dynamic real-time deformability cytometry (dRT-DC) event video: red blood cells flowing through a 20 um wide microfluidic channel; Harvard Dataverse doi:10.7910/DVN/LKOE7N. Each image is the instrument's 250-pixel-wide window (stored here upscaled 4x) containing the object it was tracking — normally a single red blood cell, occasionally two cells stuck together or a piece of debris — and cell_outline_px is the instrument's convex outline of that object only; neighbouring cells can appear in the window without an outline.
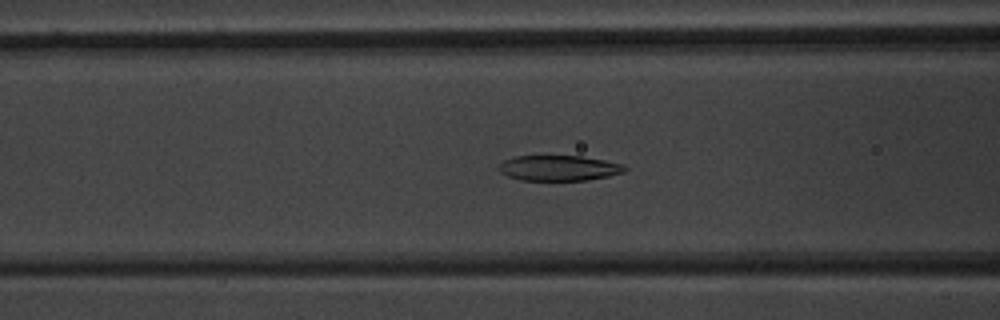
{"species": "common noctule bat (a hibernating species)", "species_latin": "Nyctalus noctula", "temperature_condition": "warm", "stored_images_in_passage": 51, "camera_frame_rate_fps": 3000, "um_per_image_px": 0.085, "animal": {"sex": "male", "body_mass_g": 20.1, "forearm_length_mm": 53.5}, "frame": {"image": 1, "passage_image": 21, "time_ms": 6.667, "image_size_px": [1000, 320], "cell_outline_px": [[628, 168], [624, 172], [608, 176], [588, 180], [520, 180], [508, 176], [500, 172], [496, 168], [504, 160], [516, 156], [580, 156], [604, 160], [624, 164]], "centroid_in_image_um": [47.5, 14.28], "position_along_channel_um": 119.1, "area_um2": 18.67}}
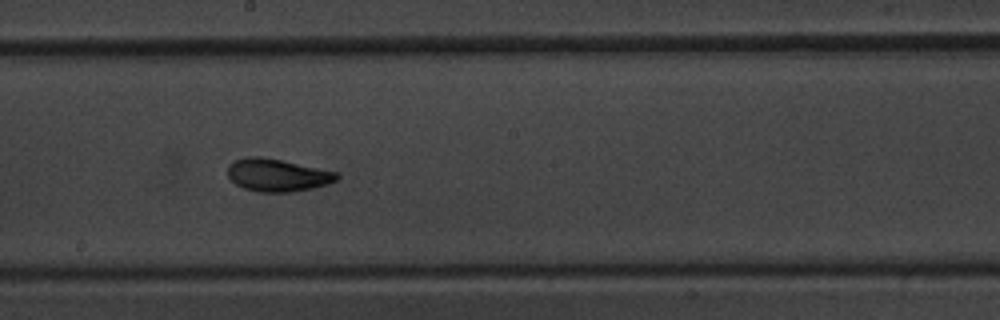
{"frame": {"image": 2, "passage_image": 29, "time_ms": 9.333, "image_size_px": [1000, 320], "cell_outline_px": [[340, 176], [336, 180], [328, 184], [312, 188], [292, 192], [260, 192], [244, 188], [236, 184], [228, 176], [228, 164], [244, 156], [260, 156], [340, 172]], "centroid_in_image_um": [23.59, 14.88], "position_along_channel_um": 224.6, "area_um2": 20.81}}
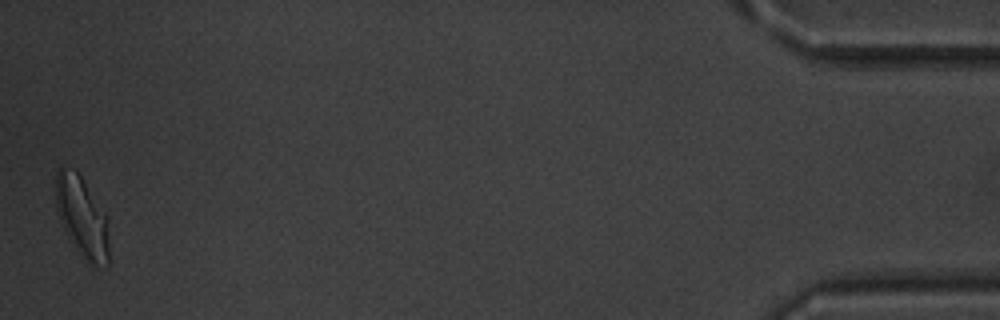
{"frame": {"image": 3, "passage_image": 51, "time_ms": 16.667, "image_size_px": [1000, 320], "cell_outline_px": [[108, 268], [92, 268], [84, 260], [72, 244], [64, 228], [56, 208], [56, 172], [60, 164], [76, 172], [80, 176], [108, 216]], "centroid_in_image_um": [7.0, 18.52], "position_along_channel_um": 428.2, "area_um2": 25.37}, "authors_computed_cell_mechanics": {"area_um2": 20.9236, "velocity_mm_per_s": 3.9516, "shape_relaxation_time_tau1_ms": 5.361, "shape_relaxation_time_tau2_ms": 2.0036, "deformation_change_tau1": 0.1622, "deformation_change_tau2": 0.0727}}